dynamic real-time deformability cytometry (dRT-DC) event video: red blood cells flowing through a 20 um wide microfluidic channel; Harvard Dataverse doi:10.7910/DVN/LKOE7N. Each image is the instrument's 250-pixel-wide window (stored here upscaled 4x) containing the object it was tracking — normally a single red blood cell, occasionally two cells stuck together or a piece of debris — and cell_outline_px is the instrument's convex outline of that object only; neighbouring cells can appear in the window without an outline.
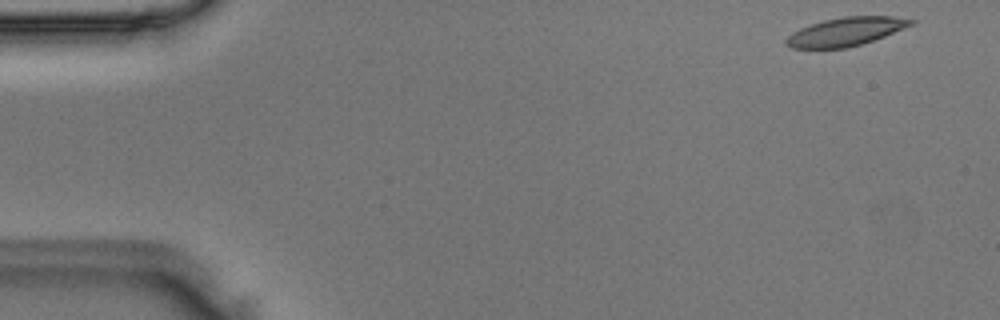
{"species": "Egyptian fruit bat (a non-hibernating species)", "species_latin": "Rousettus aegyptiacus", "temperature_condition": "room temperature", "stored_images_in_passage": 48, "camera_frame_rate_fps": 3000, "um_per_image_px": 0.085, "animal": {"sex": "male"}, "frame": {"image": 1, "passage_image": 1, "time_ms": 0.0, "image_size_px": [1000, 320], "cell_outline_px": [[916, 20], [912, 24], [904, 28], [884, 36], [860, 44], [844, 48], [792, 48], [784, 44], [784, 40], [792, 32], [800, 28], [824, 20], [844, 16], [892, 16]], "centroid_in_image_um": [71.85, 2.69], "position_along_channel_um": 13.1, "area_um2": 20.46}}
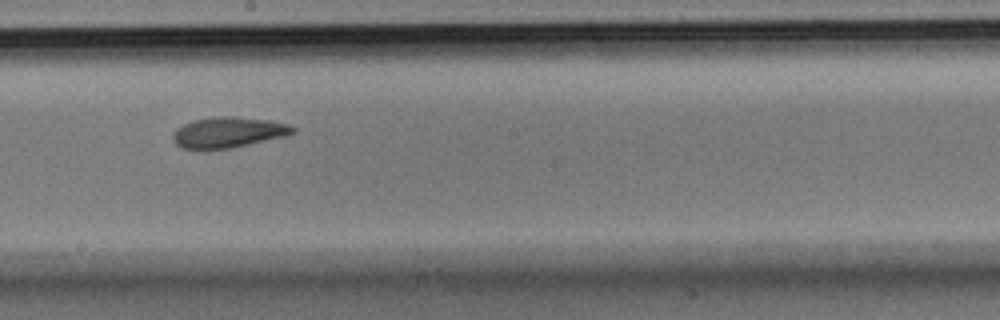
{"frame": {"image": 2, "passage_image": 26, "time_ms": 8.333, "image_size_px": [1000, 320], "cell_outline_px": [[296, 132], [284, 136], [228, 148], [208, 152], [184, 148], [176, 144], [172, 140], [172, 132], [176, 128], [192, 120], [220, 116], [236, 116], [272, 120], [288, 124], [296, 128]], "centroid_in_image_um": [19.35, 11.26], "position_along_channel_um": 228.9, "area_um2": 21.85}}
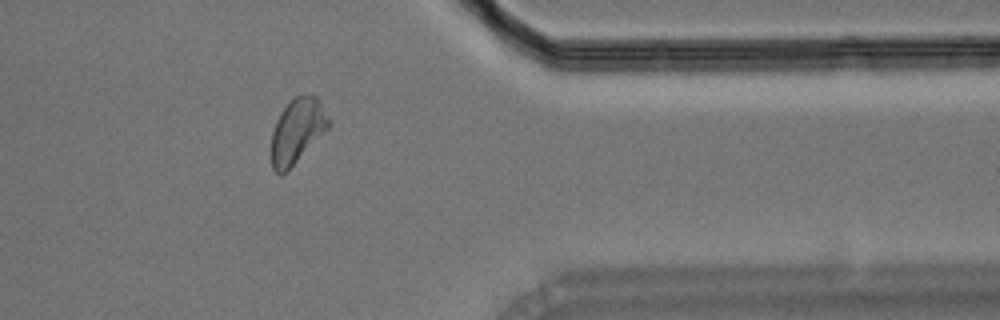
{"frame": {"image": 3, "passage_image": 39, "time_ms": 12.667, "image_size_px": [1000, 320], "cell_outline_px": [[332, 124], [288, 172], [280, 176], [272, 168], [272, 132], [276, 120], [280, 112], [296, 96], [316, 96], [320, 100]], "centroid_in_image_um": [25.27, 11.17], "position_along_channel_um": 386.1, "area_um2": 21.62}}